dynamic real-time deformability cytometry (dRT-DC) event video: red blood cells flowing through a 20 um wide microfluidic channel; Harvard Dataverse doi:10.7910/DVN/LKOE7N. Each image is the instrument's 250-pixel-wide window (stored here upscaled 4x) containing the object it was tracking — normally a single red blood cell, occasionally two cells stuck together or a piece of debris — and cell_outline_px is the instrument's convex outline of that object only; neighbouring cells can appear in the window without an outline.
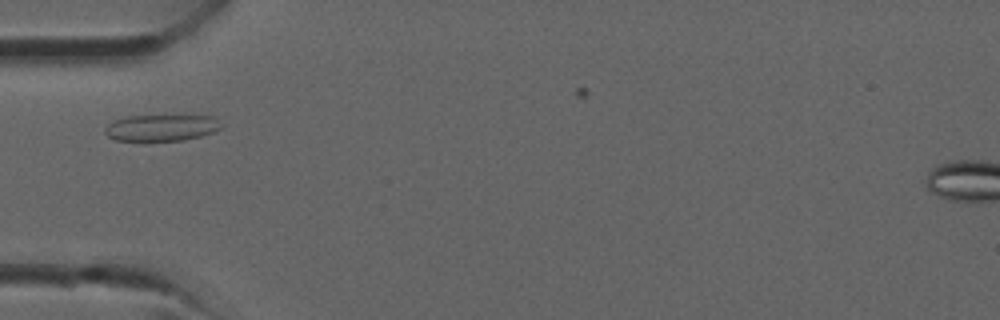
{"species": "common noctule bat (a hibernating species)", "species_latin": "Nyctalus noctula", "temperature_condition": "room temperature", "stored_images_in_passage": 27, "camera_frame_rate_fps": 3000, "um_per_image_px": 0.085, "animal": {"sex": "male", "forearm_length_mm": 52.5}, "frame": {"image": 1, "passage_image": 2, "time_ms": 0.333, "image_size_px": [1000, 320], "cell_outline_px": [[224, 124], [220, 128], [212, 132], [200, 136], [184, 140], [116, 140], [108, 136], [104, 132], [104, 128], [112, 120], [128, 116], [212, 116]], "centroid_in_image_um": [13.7, 10.85], "position_along_channel_um": 71.3, "area_um2": 17.74}}
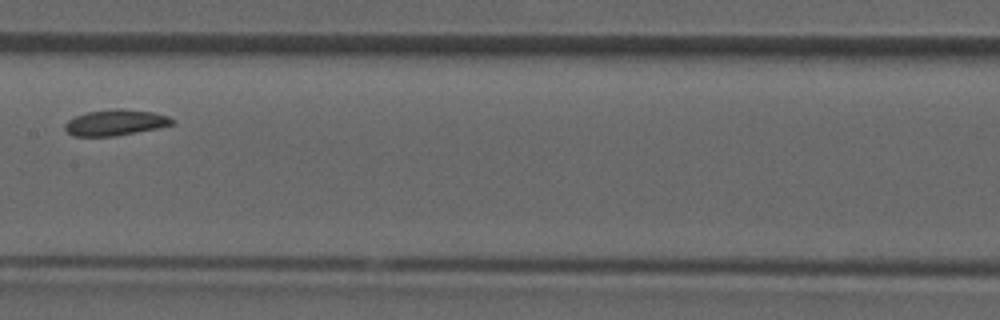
{"frame": {"image": 2, "passage_image": 9, "time_ms": 2.667, "image_size_px": [1000, 320], "cell_outline_px": [[176, 120], [172, 124], [156, 128], [136, 132], [112, 136], [72, 136], [64, 128], [64, 124], [68, 120], [76, 116], [88, 112], [116, 108], [124, 108], [152, 112], [168, 116]], "centroid_in_image_um": [9.8, 10.41], "position_along_channel_um": 197.6, "area_um2": 16.07}}
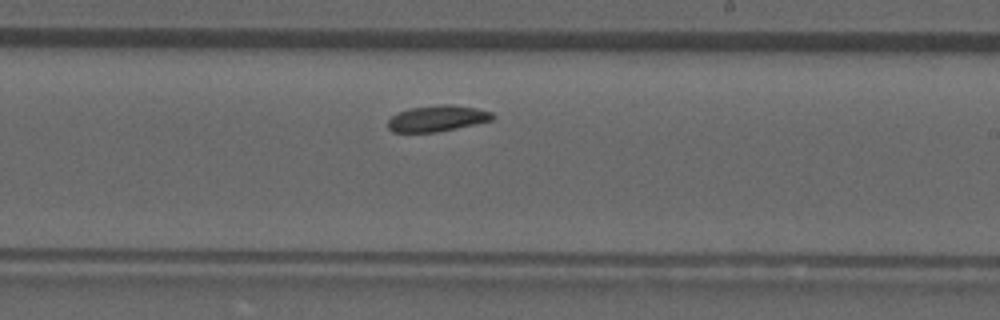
{"frame": {"image": 3, "passage_image": 12, "time_ms": 3.667, "image_size_px": [1000, 320], "cell_outline_px": [[496, 116], [492, 120], [476, 124], [436, 132], [392, 132], [388, 128], [388, 120], [396, 112], [408, 108], [440, 104], [452, 104], [476, 108], [492, 112]], "centroid_in_image_um": [37.16, 10.05], "position_along_channel_um": 251.8, "area_um2": 16.07}}